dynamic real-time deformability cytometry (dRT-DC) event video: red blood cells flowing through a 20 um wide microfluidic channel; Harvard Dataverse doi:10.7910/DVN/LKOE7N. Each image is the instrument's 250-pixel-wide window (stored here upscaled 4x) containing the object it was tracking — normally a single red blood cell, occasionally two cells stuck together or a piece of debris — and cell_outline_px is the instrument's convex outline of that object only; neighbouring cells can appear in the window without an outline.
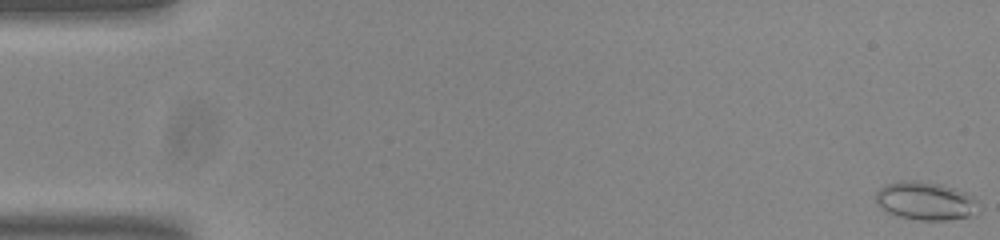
{"species": "common noctule bat (a hibernating species)", "species_latin": "Nyctalus noctula", "temperature_condition": "room temperature", "stored_images_in_passage": 55, "camera_frame_rate_fps": 3000, "um_per_image_px": 0.085, "animal": {"sex": "male", "body_mass_g": 20.0, "forearm_length_mm": 53.3}, "frame": {"image": 1, "passage_image": 1, "time_ms": 0.0, "image_size_px": [1000, 240], "cell_outline_px": [[980, 212], [976, 216], [948, 220], [920, 220], [896, 216], [888, 212], [876, 200], [876, 192], [884, 184], [904, 180], [912, 180], [940, 184], [964, 192], [972, 196], [976, 200]], "centroid_in_image_um": [78.71, 17.09], "position_along_channel_um": 6.3, "area_um2": 22.95}}
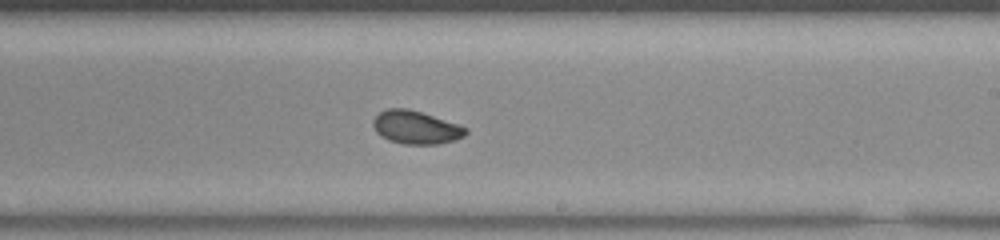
{"frame": {"image": 2, "passage_image": 33, "time_ms": 10.667, "image_size_px": [1000, 240], "cell_outline_px": [[468, 132], [464, 136], [452, 140], [436, 144], [404, 144], [388, 140], [380, 136], [376, 132], [372, 124], [372, 120], [380, 112], [388, 108], [408, 108], [468, 128]], "centroid_in_image_um": [35.3, 10.83], "position_along_channel_um": 253.7, "area_um2": 17.69}}
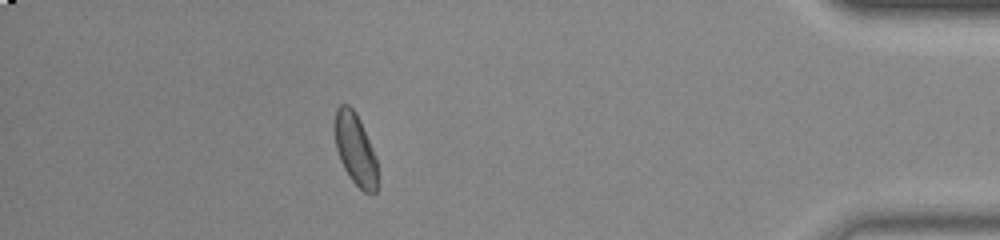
{"frame": {"image": 3, "passage_image": 49, "time_ms": 16.0, "image_size_px": [1000, 240], "cell_outline_px": [[376, 192], [372, 196], [364, 192], [348, 176], [340, 160], [336, 148], [336, 108], [340, 104], [348, 104], [356, 112], [360, 120], [376, 156]], "centroid_in_image_um": [30.21, 12.71], "position_along_channel_um": 405.0, "area_um2": 17.63}, "authors_computed_cell_mechanics": {"area_um2": 18.2648, "velocity_mm_per_s": 3.7528, "shape_relaxation_time_tau1_ms": 3.9489, "shape_relaxation_time_tau2_ms": 1.8416, "deformation_change_tau1": 0.0966, "deformation_change_tau2": 0.0513}}